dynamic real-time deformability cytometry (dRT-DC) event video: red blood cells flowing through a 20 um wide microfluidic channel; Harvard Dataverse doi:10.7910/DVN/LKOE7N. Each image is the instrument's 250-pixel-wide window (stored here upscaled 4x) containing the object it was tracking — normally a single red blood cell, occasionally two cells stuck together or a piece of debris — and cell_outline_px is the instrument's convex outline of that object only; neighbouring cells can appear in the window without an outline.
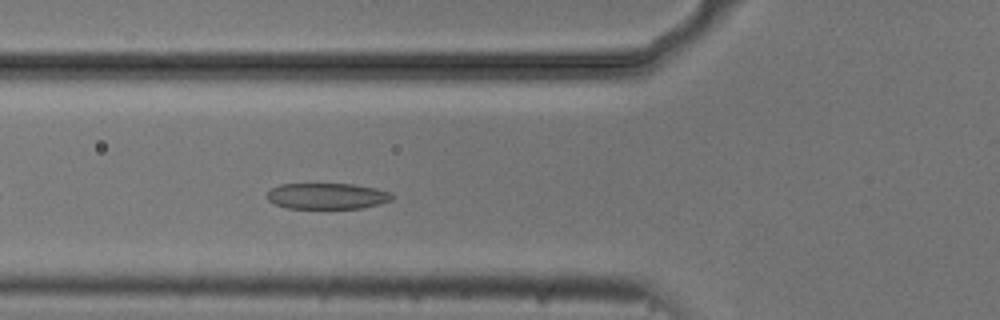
{"species": "common noctule bat (a hibernating species)", "species_latin": "Nyctalus noctula", "temperature_condition": "cold", "stored_images_in_passage": 40, "camera_frame_rate_fps": 3000, "um_per_image_px": 0.085, "animal": {"sex": "male", "body_mass_g": 20.5, "forearm_length_mm": 52.5}, "frame": {"image": 1, "passage_image": 5, "time_ms": 1.333, "image_size_px": [1000, 320], "cell_outline_px": [[396, 196], [392, 200], [380, 204], [360, 208], [288, 208], [276, 204], [268, 200], [268, 192], [272, 188], [280, 184], [352, 184], [376, 188], [392, 192]], "centroid_in_image_um": [27.87, 16.66], "position_along_channel_um": 97.9, "area_um2": 18.96}}
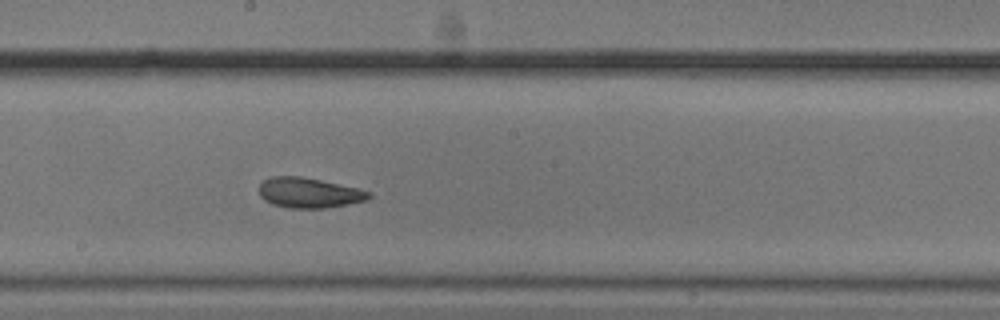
{"frame": {"image": 2, "passage_image": 15, "time_ms": 4.667, "image_size_px": [1000, 320], "cell_outline_px": [[372, 196], [368, 200], [348, 204], [324, 208], [288, 208], [272, 204], [264, 200], [260, 196], [260, 184], [264, 180], [272, 176], [300, 176], [320, 180], [356, 188], [372, 192]], "centroid_in_image_um": [26.27, 16.39], "position_along_channel_um": 221.9, "area_um2": 19.25}}
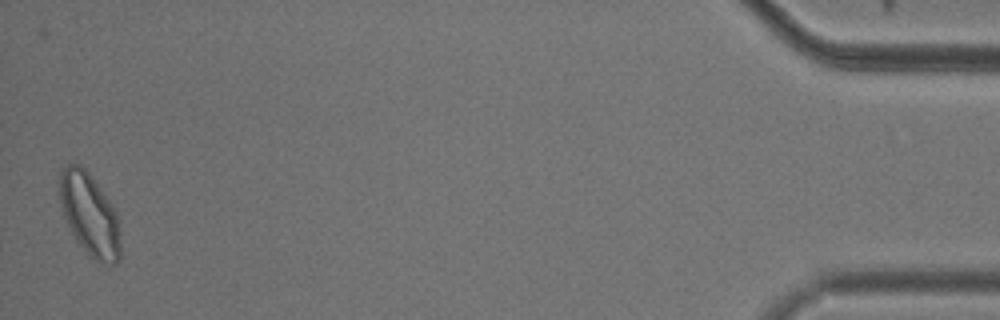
{"frame": {"image": 3, "passage_image": 39, "time_ms": 12.667, "image_size_px": [1000, 320], "cell_outline_px": [[120, 260], [116, 264], [112, 264], [92, 260], [76, 240], [64, 216], [56, 192], [60, 172], [68, 164], [80, 164], [88, 172], [108, 200], [116, 212], [120, 240]], "centroid_in_image_um": [7.57, 18.23], "position_along_channel_um": 427.6, "area_um2": 29.3}}